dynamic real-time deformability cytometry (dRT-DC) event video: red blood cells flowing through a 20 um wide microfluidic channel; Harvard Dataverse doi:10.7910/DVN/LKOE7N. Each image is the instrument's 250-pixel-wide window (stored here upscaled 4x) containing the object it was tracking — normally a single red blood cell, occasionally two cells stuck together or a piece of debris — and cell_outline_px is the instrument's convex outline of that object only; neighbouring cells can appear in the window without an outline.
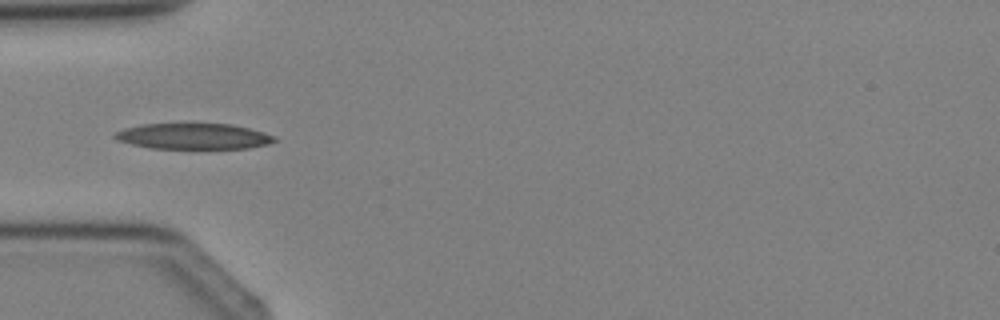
{"species": "Egyptian fruit bat (a non-hibernating species)", "species_latin": "Rousettus aegyptiacus", "temperature_condition": "cold", "stored_images_in_passage": 3, "camera_frame_rate_fps": 3000, "um_per_image_px": 0.085, "animal": {"sex": "female"}, "frame": {"image": 1, "passage_image": 3, "time_ms": 2.333, "image_size_px": [1000, 320], "cell_outline_px": [[276, 140], [268, 144], [248, 148], [148, 148], [116, 140], [112, 136], [112, 132], [124, 128], [140, 124], [232, 124], [264, 132], [276, 136]], "centroid_in_image_um": [16.39, 11.58], "position_along_channel_um": 68.6, "area_um2": 24.04}}